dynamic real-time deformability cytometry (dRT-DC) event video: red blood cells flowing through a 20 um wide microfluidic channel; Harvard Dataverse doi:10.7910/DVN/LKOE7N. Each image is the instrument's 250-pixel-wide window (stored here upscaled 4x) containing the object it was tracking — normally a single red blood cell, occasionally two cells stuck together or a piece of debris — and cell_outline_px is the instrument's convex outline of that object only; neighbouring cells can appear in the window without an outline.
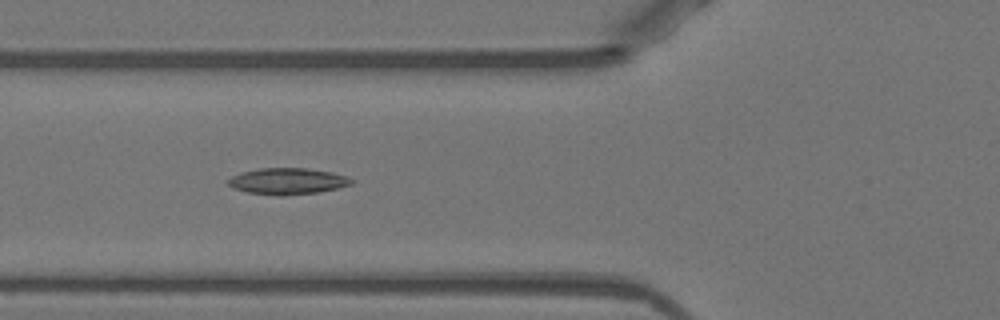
{"species": "Egyptian fruit bat (a non-hibernating species)", "species_latin": "Rousettus aegyptiacus", "temperature_condition": "warm", "stored_images_in_passage": 51, "camera_frame_rate_fps": 3000, "um_per_image_px": 0.085, "animal": {"sex": "female"}, "frame": {"image": 1, "passage_image": 19, "time_ms": 6.0, "image_size_px": [1000, 320], "cell_outline_px": [[356, 180], [352, 184], [336, 188], [316, 192], [284, 196], [280, 196], [248, 192], [232, 188], [228, 184], [228, 180], [232, 176], [240, 172], [260, 168], [304, 168], [332, 172], [348, 176]], "centroid_in_image_um": [24.45, 15.4], "position_along_channel_um": 101.4, "area_um2": 18.96}}
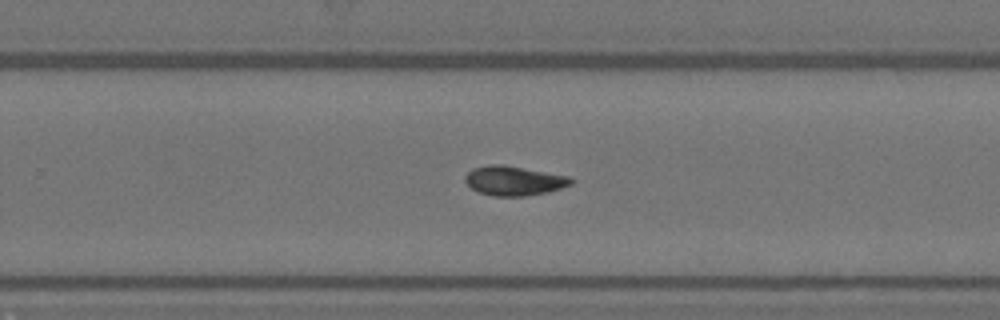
{"frame": {"image": 2, "passage_image": 33, "time_ms": 10.667, "image_size_px": [1000, 320], "cell_outline_px": [[576, 180], [572, 184], [548, 192], [524, 196], [492, 196], [480, 192], [472, 188], [464, 180], [464, 176], [472, 168], [488, 164], [504, 164], [572, 176]], "centroid_in_image_um": [43.73, 15.34], "position_along_channel_um": 286.1, "area_um2": 18.5}}
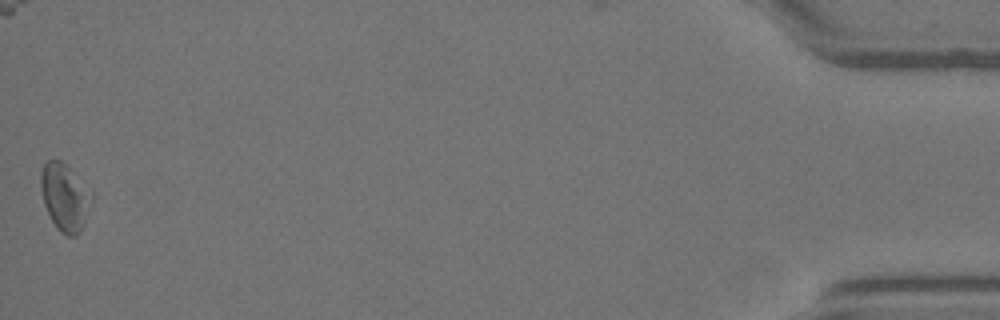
{"frame": {"image": 3, "passage_image": 51, "time_ms": 16.667, "image_size_px": [1000, 320], "cell_outline_px": [[92, 200], [80, 232], [76, 236], [68, 236], [60, 232], [56, 228], [44, 204], [40, 188], [40, 172], [44, 164], [48, 160], [60, 160], [92, 192]], "centroid_in_image_um": [5.49, 16.77], "position_along_channel_um": 429.7, "area_um2": 19.59}, "authors_computed_cell_mechanics": {"area_um2": 18.496, "velocity_mm_per_s": 3.9628, "shape_relaxation_time_tau1_ms": null, "shape_relaxation_time_tau2_ms": 4.8011, "deformation_change_tau1": null, "deformation_change_tau2": 0.1024}}